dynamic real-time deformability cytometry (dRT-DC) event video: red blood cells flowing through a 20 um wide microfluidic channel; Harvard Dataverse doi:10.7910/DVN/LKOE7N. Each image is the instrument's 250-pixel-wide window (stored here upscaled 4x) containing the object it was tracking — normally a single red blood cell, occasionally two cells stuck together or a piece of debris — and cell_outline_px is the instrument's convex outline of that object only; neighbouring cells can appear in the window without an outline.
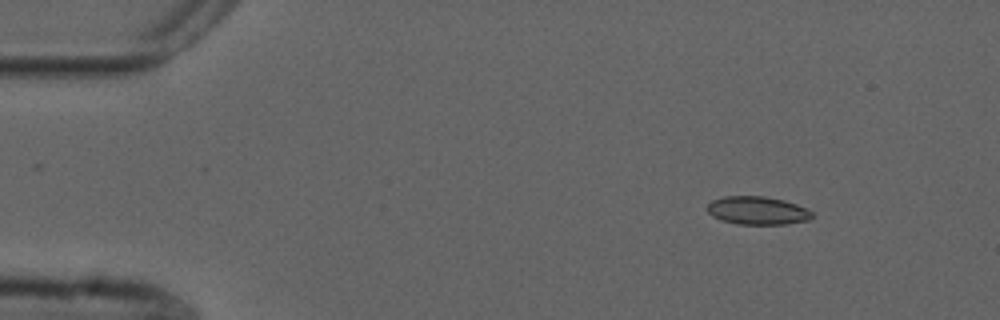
{"species": "common noctule bat (a hibernating species)", "species_latin": "Nyctalus noctula", "temperature_condition": "cold", "stored_images_in_passage": 2, "camera_frame_rate_fps": 3000, "um_per_image_px": 0.085, "animal": {"sex": "male", "forearm_length_mm": 52.5}, "frame": {"image": 1, "passage_image": 1, "time_ms": 0.0, "image_size_px": [1000, 320], "cell_outline_px": [[812, 216], [808, 220], [784, 224], [736, 224], [720, 220], [712, 216], [708, 212], [708, 204], [712, 200], [724, 196], [764, 196], [784, 200], [796, 204], [812, 212]], "centroid_in_image_um": [64.34, 17.89], "position_along_channel_um": 20.7, "area_um2": 17.11}}